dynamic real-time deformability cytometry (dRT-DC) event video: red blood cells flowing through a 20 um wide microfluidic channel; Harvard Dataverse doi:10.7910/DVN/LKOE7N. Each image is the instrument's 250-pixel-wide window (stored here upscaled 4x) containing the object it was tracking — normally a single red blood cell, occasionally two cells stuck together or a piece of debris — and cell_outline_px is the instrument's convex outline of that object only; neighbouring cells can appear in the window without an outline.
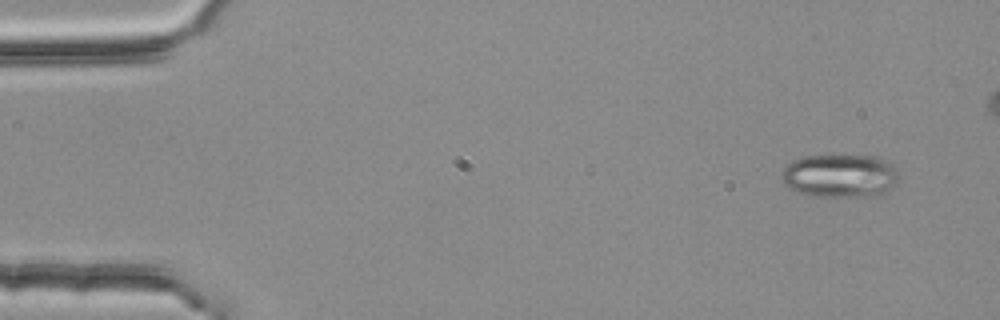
{"species": "common noctule bat (a hibernating species)", "species_latin": "Nyctalus noctula", "temperature_condition": "room temperature", "stored_images_in_passage": 4, "camera_frame_rate_fps": 3000, "um_per_image_px": 0.085, "animal": {"sex": "female", "body_mass_g": 25.1}, "frame": {"image": 1, "passage_image": 1, "time_ms": 0.0, "image_size_px": [1000, 320], "cell_outline_px": [[900, 176], [896, 184], [884, 192], [876, 196], [812, 196], [788, 188], [780, 180], [780, 172], [792, 160], [800, 156], [876, 156], [888, 160], [900, 172]], "centroid_in_image_um": [71.4, 14.93], "position_along_channel_um": 13.6, "area_um2": 30.0}}